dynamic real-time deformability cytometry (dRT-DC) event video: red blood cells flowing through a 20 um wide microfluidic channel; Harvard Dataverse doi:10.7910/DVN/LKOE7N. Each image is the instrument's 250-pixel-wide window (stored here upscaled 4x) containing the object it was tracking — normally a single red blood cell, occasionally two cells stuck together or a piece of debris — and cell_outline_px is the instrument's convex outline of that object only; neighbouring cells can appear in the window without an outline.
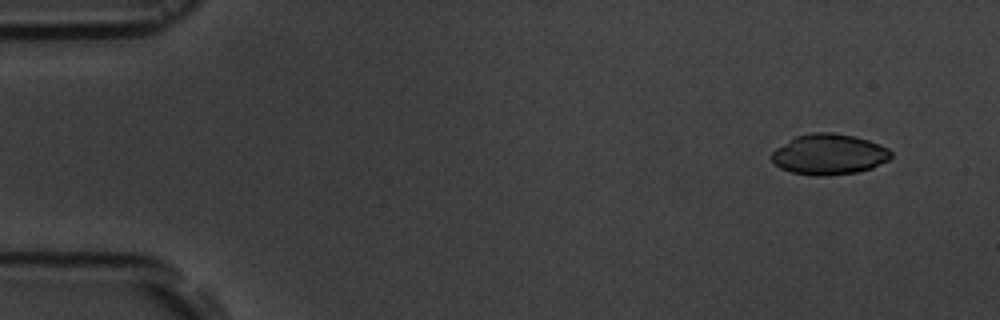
{"species": "common noctule bat (a hibernating species)", "species_latin": "Nyctalus noctula", "temperature_condition": "room temperature", "stored_images_in_passage": 5, "camera_frame_rate_fps": 3000, "um_per_image_px": 0.085, "animal": {"sex": "male", "body_mass_g": 19.5, "forearm_length_mm": 54.6}, "frame": {"image": 1, "passage_image": 1, "time_ms": 0.0, "image_size_px": [1000, 320], "cell_outline_px": [[892, 156], [888, 160], [872, 168], [856, 172], [828, 176], [812, 176], [792, 172], [780, 168], [772, 160], [772, 152], [776, 148], [796, 136], [812, 132], [832, 132], [856, 136], [880, 144], [888, 148], [892, 152]], "centroid_in_image_um": [70.49, 13.12], "position_along_channel_um": 14.5, "area_um2": 28.38}}